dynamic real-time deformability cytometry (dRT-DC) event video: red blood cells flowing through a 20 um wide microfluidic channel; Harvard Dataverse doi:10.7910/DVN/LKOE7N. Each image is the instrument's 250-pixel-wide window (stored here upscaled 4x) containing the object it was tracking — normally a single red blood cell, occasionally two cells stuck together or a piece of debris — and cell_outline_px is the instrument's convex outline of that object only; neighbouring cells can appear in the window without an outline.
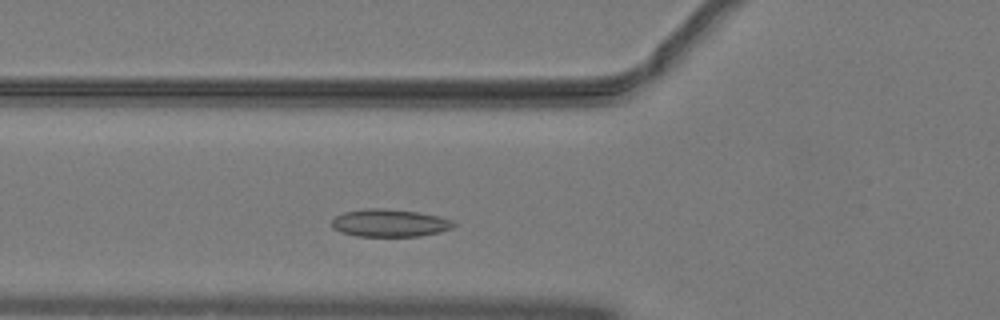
{"species": "common noctule bat (a hibernating species)", "species_latin": "Nyctalus noctula", "temperature_condition": "warm", "stored_images_in_passage": 40, "camera_frame_rate_fps": 3000, "um_per_image_px": 0.085, "animal": {"sex": "male", "body_mass_g": 19.2, "forearm_length_mm": 51.8}, "frame": {"image": 1, "passage_image": 7, "time_ms": 2.0, "image_size_px": [1000, 320], "cell_outline_px": [[456, 224], [452, 228], [440, 232], [420, 236], [356, 236], [340, 232], [332, 228], [332, 220], [336, 216], [344, 212], [368, 208], [384, 208], [416, 212], [440, 216], [452, 220]], "centroid_in_image_um": [33.12, 18.96], "position_along_channel_um": 92.7, "area_um2": 19.65}}
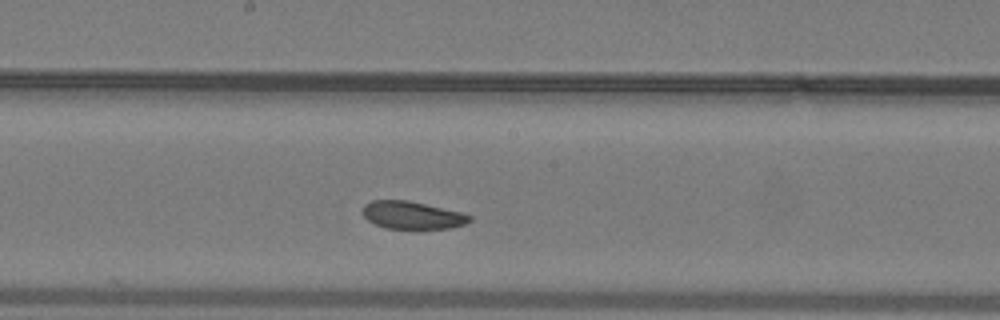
{"frame": {"image": 2, "passage_image": 16, "time_ms": 5.0, "image_size_px": [1000, 320], "cell_outline_px": [[472, 220], [464, 224], [448, 228], [384, 228], [368, 220], [364, 216], [364, 204], [372, 200], [408, 200], [460, 212], [472, 216]], "centroid_in_image_um": [35.03, 18.28], "position_along_channel_um": 213.2, "area_um2": 16.94}}
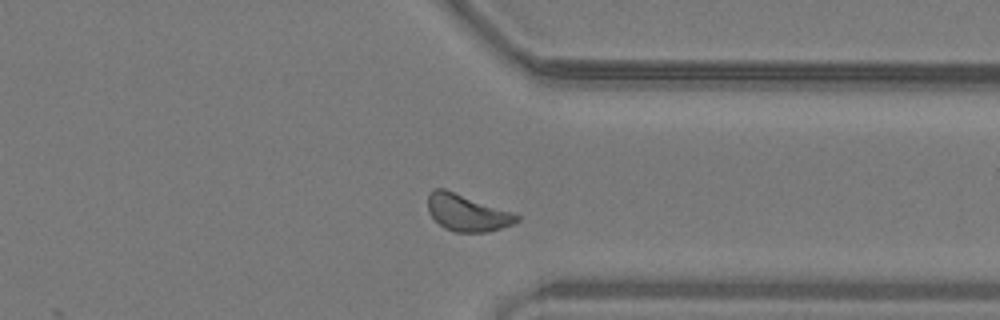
{"frame": {"image": 3, "passage_image": 28, "time_ms": 9.0, "image_size_px": [1000, 320], "cell_outline_px": [[520, 220], [512, 224], [488, 232], [456, 232], [444, 228], [428, 212], [428, 196], [436, 188], [444, 188], [512, 212], [520, 216]], "centroid_in_image_um": [39.71, 18.09], "position_along_channel_um": 371.7, "area_um2": 18.79}, "authors_computed_cell_mechanics": {"area_um2": 18.5249, "velocity_mm_per_s": 4.0024, "shape_relaxation_time_tau1_ms": 4.5751, "shape_relaxation_time_tau2_ms": 4.2626, "deformation_change_tau1": 0.0816, "deformation_change_tau2": 0.0901}}